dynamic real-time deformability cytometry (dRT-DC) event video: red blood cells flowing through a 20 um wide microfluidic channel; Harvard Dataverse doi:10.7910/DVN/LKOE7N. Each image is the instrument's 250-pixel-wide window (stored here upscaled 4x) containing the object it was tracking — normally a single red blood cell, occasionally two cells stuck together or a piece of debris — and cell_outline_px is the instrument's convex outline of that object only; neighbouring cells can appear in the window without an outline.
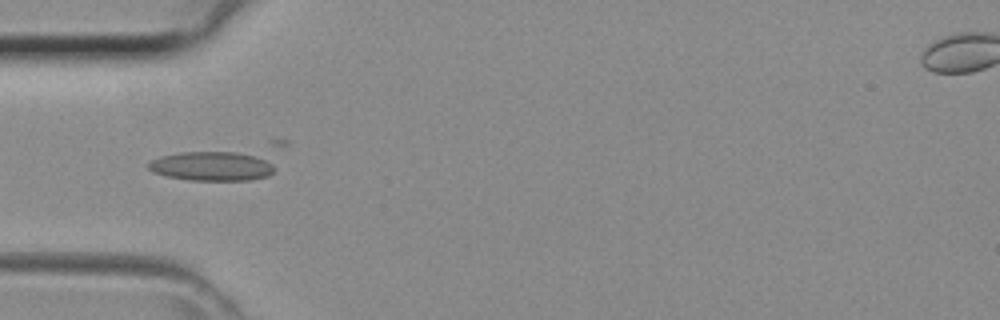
{"species": "common noctule bat (a hibernating species)", "species_latin": "Nyctalus noctula", "temperature_condition": "room temperature", "stored_images_in_passage": 31, "camera_frame_rate_fps": 3000, "um_per_image_px": 0.085, "animal": {"sex": "female", "body_mass_g": 29.2, "forearm_length_mm": 56.3}, "frame": {"image": 1, "passage_image": 12, "time_ms": 3.667, "image_size_px": [1000, 320], "cell_outline_px": [[276, 168], [268, 176], [252, 180], [192, 180], [168, 176], [152, 172], [148, 168], [148, 164], [152, 160], [160, 156], [180, 152], [236, 152], [256, 156], [272, 164]], "centroid_in_image_um": [17.99, 14.12], "position_along_channel_um": 67.0, "area_um2": 21.33}}
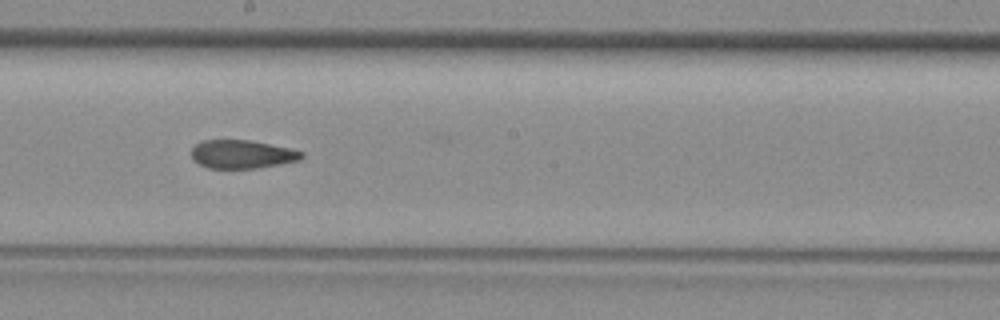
{"frame": {"image": 2, "passage_image": 22, "time_ms": 7.0, "image_size_px": [1000, 320], "cell_outline_px": [[304, 156], [300, 160], [256, 168], [208, 168], [192, 160], [192, 148], [196, 144], [204, 140], [252, 140], [292, 148], [304, 152]], "centroid_in_image_um": [20.6, 13.1], "position_along_channel_um": 227.6, "area_um2": 18.32}}
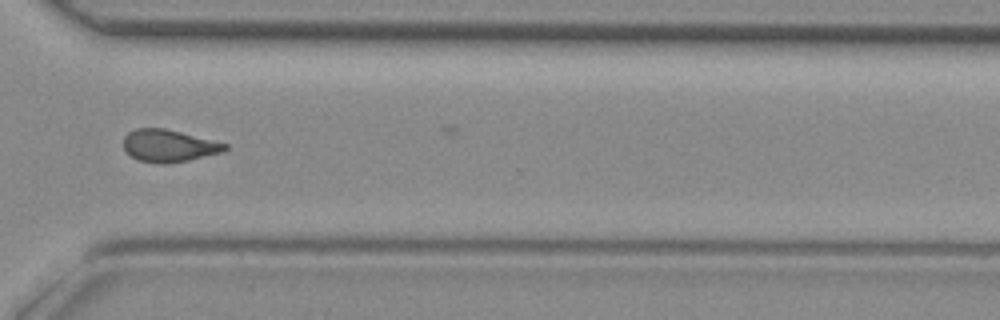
{"frame": {"image": 3, "passage_image": 30, "time_ms": 9.667, "image_size_px": [1000, 320], "cell_outline_px": [[228, 148], [220, 152], [188, 160], [164, 164], [136, 160], [124, 148], [124, 136], [128, 132], [136, 128], [164, 128], [228, 144]], "centroid_in_image_um": [14.31, 12.38], "position_along_channel_um": 356.3, "area_um2": 18.79}}